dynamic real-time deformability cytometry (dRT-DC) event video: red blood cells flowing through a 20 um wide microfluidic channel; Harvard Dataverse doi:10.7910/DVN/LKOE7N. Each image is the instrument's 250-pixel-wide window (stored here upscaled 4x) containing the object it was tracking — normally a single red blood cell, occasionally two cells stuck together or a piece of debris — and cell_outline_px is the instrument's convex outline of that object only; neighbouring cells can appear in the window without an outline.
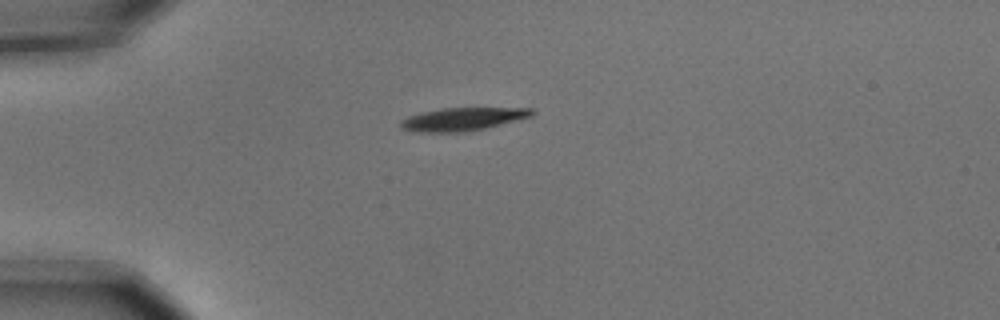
{"species": "common noctule bat (a hibernating species)", "species_latin": "Nyctalus noctula", "temperature_condition": "cold", "stored_images_in_passage": 5, "camera_frame_rate_fps": 3000, "um_per_image_px": 0.085, "animal": {"sex": "male", "body_mass_g": 15.6}, "frame": {"image": 1, "passage_image": 1, "time_ms": 0.0, "image_size_px": [1000, 320], "cell_outline_px": [[536, 112], [532, 116], [484, 128], [464, 132], [416, 132], [400, 128], [400, 120], [408, 116], [420, 112], [440, 108], [532, 108]], "centroid_in_image_um": [39.28, 10.12], "position_along_channel_um": 45.7, "area_um2": 17.63}}
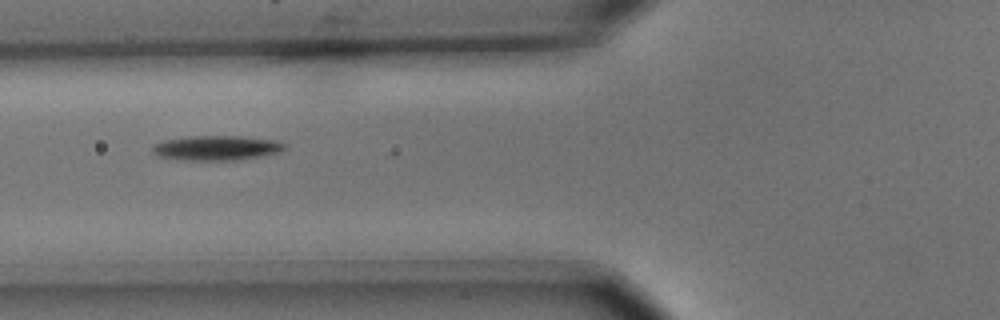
{"frame": {"image": 2, "passage_image": 3, "time_ms": 0.667, "image_size_px": [1000, 320], "cell_outline_px": [[288, 144], [280, 152], [260, 156], [236, 160], [192, 160], [160, 156], [152, 152], [152, 148], [156, 144], [164, 140], [188, 136], [240, 136], [272, 140]], "centroid_in_image_um": [18.43, 12.56], "position_along_channel_um": 107.4, "area_um2": 18.73}}
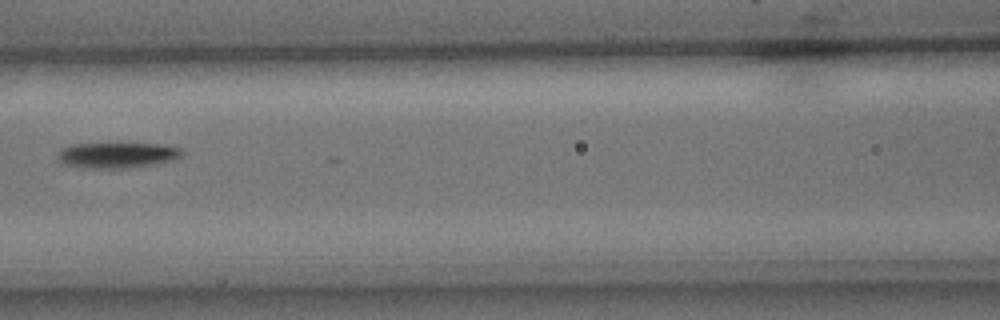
{"frame": {"image": 3, "passage_image": 4, "time_ms": 1.0, "image_size_px": [1000, 320], "cell_outline_px": [[184, 152], [180, 156], [172, 160], [132, 168], [84, 168], [64, 164], [56, 156], [60, 148], [72, 144], [160, 144], [180, 148]], "centroid_in_image_um": [9.91, 13.19], "position_along_channel_um": 156.7, "area_um2": 18.44}}